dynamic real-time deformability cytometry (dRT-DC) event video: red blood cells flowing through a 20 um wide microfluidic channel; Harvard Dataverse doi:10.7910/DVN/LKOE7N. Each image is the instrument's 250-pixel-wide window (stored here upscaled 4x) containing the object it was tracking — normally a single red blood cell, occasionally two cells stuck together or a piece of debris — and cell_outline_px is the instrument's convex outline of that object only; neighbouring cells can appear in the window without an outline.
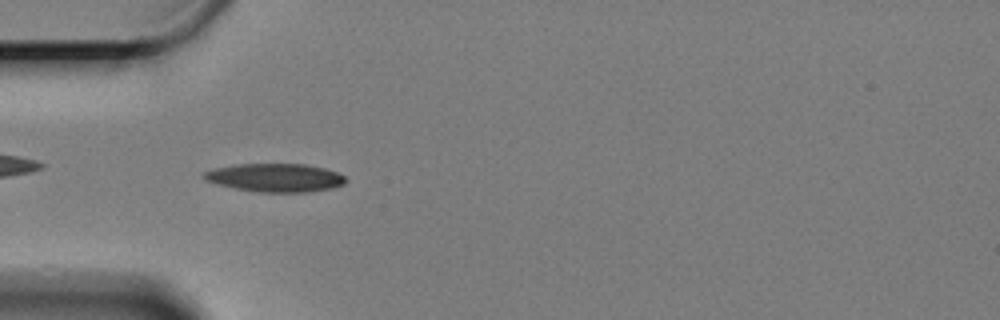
{"species": "Egyptian fruit bat (a non-hibernating species)", "species_latin": "Rousettus aegyptiacus", "temperature_condition": "cold", "stored_images_in_passage": 41, "camera_frame_rate_fps": 3000, "um_per_image_px": 0.085, "animal": {"sex": "female"}, "frame": {"image": 1, "passage_image": 2, "time_ms": 0.333, "image_size_px": [1000, 320], "cell_outline_px": [[348, 180], [344, 184], [332, 188], [308, 192], [260, 192], [236, 188], [204, 180], [204, 172], [212, 168], [236, 164], [304, 164], [324, 168], [336, 172], [344, 176]], "centroid_in_image_um": [23.41, 15.1], "position_along_channel_um": 61.6, "area_um2": 23.29}}
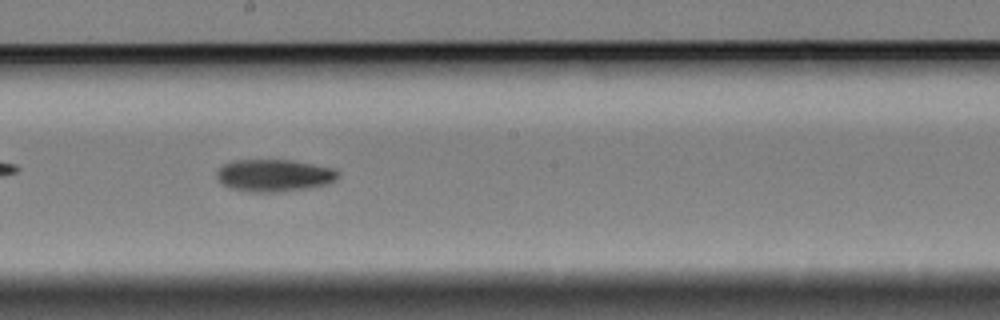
{"frame": {"image": 2, "passage_image": 17, "time_ms": 5.333, "image_size_px": [1000, 320], "cell_outline_px": [[340, 176], [336, 180], [328, 184], [312, 188], [276, 192], [252, 192], [228, 188], [220, 184], [216, 176], [216, 172], [224, 164], [236, 160], [292, 160], [332, 168], [340, 172]], "centroid_in_image_um": [23.31, 14.92], "position_along_channel_um": 224.9, "area_um2": 23.06}}
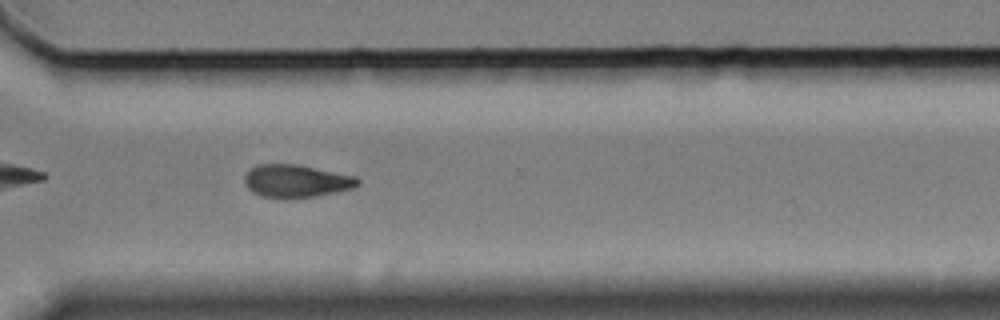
{"frame": {"image": 3, "passage_image": 28, "time_ms": 9.0, "image_size_px": [1000, 320], "cell_outline_px": [[360, 184], [352, 188], [336, 192], [316, 196], [288, 200], [284, 200], [260, 196], [252, 192], [244, 184], [244, 176], [252, 168], [260, 164], [296, 164], [356, 176], [360, 180]], "centroid_in_image_um": [25.16, 15.42], "position_along_channel_um": 345.4, "area_um2": 21.96}, "authors_computed_cell_mechanics": {"area_um2": 22.4264, "velocity_mm_per_s": 3.2892, "shape_relaxation_time_tau1_ms": 3.7694, "shape_relaxation_time_tau2_ms": null, "deformation_change_tau1": 0.1099, "deformation_change_tau2": null}}